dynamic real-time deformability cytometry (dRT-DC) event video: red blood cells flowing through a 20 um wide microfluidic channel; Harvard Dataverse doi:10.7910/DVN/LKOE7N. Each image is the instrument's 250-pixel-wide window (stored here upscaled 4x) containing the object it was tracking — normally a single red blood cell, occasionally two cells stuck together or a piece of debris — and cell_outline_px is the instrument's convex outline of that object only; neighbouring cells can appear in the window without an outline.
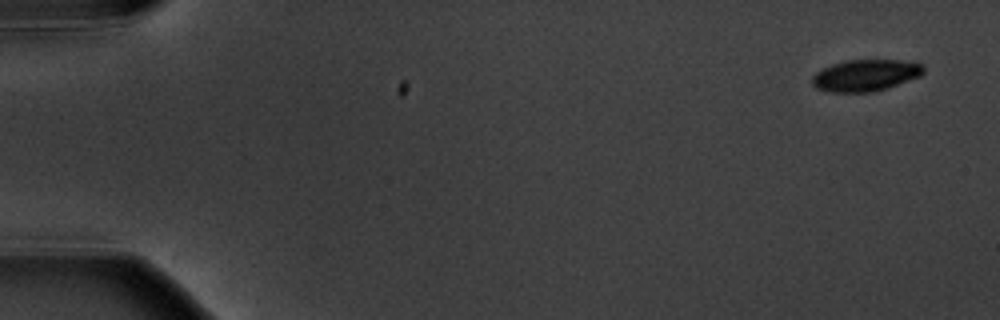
{"species": "common noctule bat (a hibernating species)", "species_latin": "Nyctalus noctula", "temperature_condition": "warm", "stored_images_in_passage": 9, "camera_frame_rate_fps": 3000, "um_per_image_px": 0.085, "animal": {"sex": "male", "body_mass_g": 20.1, "forearm_length_mm": 53.5}, "frame": {"image": 1, "passage_image": 1, "time_ms": 0.0, "image_size_px": [1000, 320], "cell_outline_px": [[924, 72], [920, 76], [888, 88], [872, 92], [828, 92], [816, 88], [812, 84], [812, 76], [816, 72], [832, 64], [848, 60], [916, 60], [924, 64]], "centroid_in_image_um": [73.62, 6.39], "position_along_channel_um": 11.4, "area_um2": 20.81}}
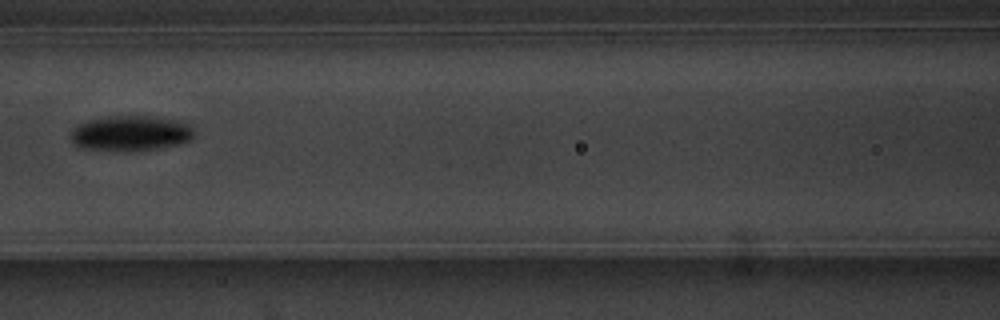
{"frame": {"image": 2, "passage_image": 7, "time_ms": 8.0, "image_size_px": [1000, 320], "cell_outline_px": [[192, 136], [188, 140], [180, 144], [128, 152], [112, 152], [80, 148], [72, 144], [72, 128], [76, 124], [92, 120], [112, 116], [148, 116], [176, 120], [188, 124], [192, 128]], "centroid_in_image_um": [11.03, 11.35], "position_along_channel_um": 155.6, "area_um2": 25.43}}
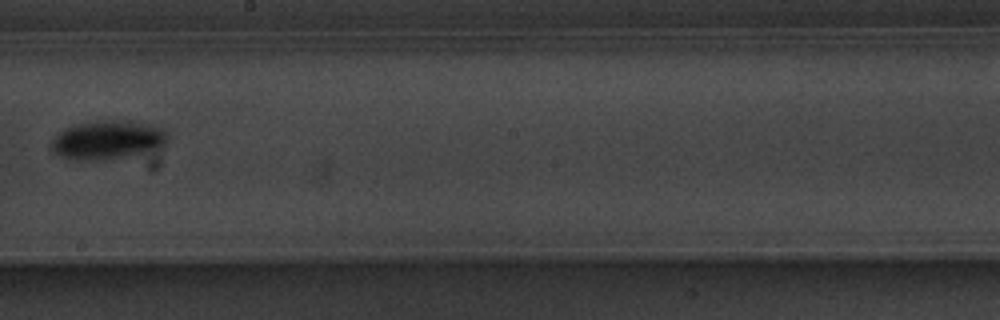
{"frame": {"image": 3, "passage_image": 9, "time_ms": 10.333, "image_size_px": [1000, 320], "cell_outline_px": [[172, 136], [160, 148], [128, 156], [100, 160], [88, 160], [60, 156], [56, 152], [52, 144], [52, 140], [64, 128], [76, 124], [100, 120], [128, 120], [152, 124], [164, 128]], "centroid_in_image_um": [9.26, 11.86], "position_along_channel_um": 238.9, "area_um2": 26.3}}